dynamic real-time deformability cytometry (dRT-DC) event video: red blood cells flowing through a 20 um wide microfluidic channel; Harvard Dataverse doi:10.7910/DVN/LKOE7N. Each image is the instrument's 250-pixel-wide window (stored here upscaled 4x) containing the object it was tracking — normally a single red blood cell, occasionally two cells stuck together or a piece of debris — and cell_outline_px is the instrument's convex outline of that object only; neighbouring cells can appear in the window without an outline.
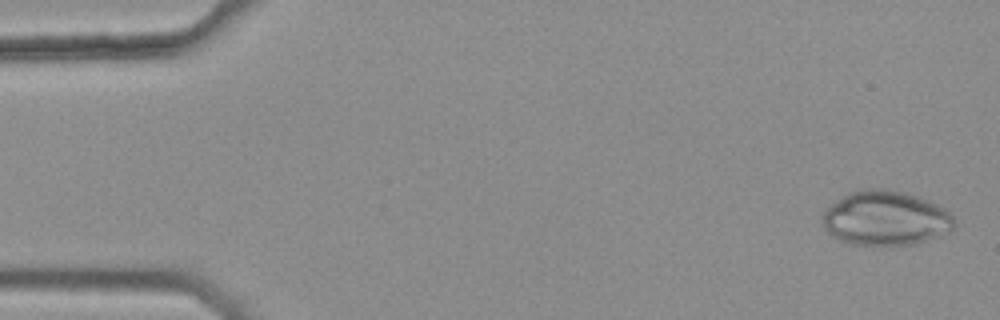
{"species": "common noctule bat (a hibernating species)", "species_latin": "Nyctalus noctula", "temperature_condition": "warm", "stored_images_in_passage": 4, "camera_frame_rate_fps": 3000, "um_per_image_px": 0.085, "animal": {"sex": "female", "body_mass_g": 25.1}, "frame": {"image": 1, "passage_image": 1, "time_ms": 0.0, "image_size_px": [1000, 320], "cell_outline_px": [[956, 224], [948, 232], [940, 236], [916, 244], [892, 248], [888, 248], [852, 244], [840, 240], [832, 236], [824, 228], [824, 212], [836, 200], [848, 192], [868, 188], [880, 188], [904, 192], [920, 196], [944, 208], [952, 216]], "centroid_in_image_um": [75.3, 18.59], "position_along_channel_um": 9.7, "area_um2": 42.66}}